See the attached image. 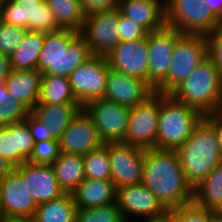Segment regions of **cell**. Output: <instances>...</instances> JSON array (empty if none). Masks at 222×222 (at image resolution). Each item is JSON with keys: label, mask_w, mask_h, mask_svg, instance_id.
I'll return each instance as SVG.
<instances>
[{"label": "cell", "mask_w": 222, "mask_h": 222, "mask_svg": "<svg viewBox=\"0 0 222 222\" xmlns=\"http://www.w3.org/2000/svg\"><path fill=\"white\" fill-rule=\"evenodd\" d=\"M118 9L147 33L167 26L166 0H120Z\"/></svg>", "instance_id": "ffe728a7"}, {"label": "cell", "mask_w": 222, "mask_h": 222, "mask_svg": "<svg viewBox=\"0 0 222 222\" xmlns=\"http://www.w3.org/2000/svg\"><path fill=\"white\" fill-rule=\"evenodd\" d=\"M118 8L86 15L80 35L92 55L106 57L121 42L118 33Z\"/></svg>", "instance_id": "9c48e42d"}, {"label": "cell", "mask_w": 222, "mask_h": 222, "mask_svg": "<svg viewBox=\"0 0 222 222\" xmlns=\"http://www.w3.org/2000/svg\"><path fill=\"white\" fill-rule=\"evenodd\" d=\"M2 218V210H1V203H0V219Z\"/></svg>", "instance_id": "db71d44e"}, {"label": "cell", "mask_w": 222, "mask_h": 222, "mask_svg": "<svg viewBox=\"0 0 222 222\" xmlns=\"http://www.w3.org/2000/svg\"><path fill=\"white\" fill-rule=\"evenodd\" d=\"M75 222H127L117 203L100 207L77 208Z\"/></svg>", "instance_id": "d6a6232c"}, {"label": "cell", "mask_w": 222, "mask_h": 222, "mask_svg": "<svg viewBox=\"0 0 222 222\" xmlns=\"http://www.w3.org/2000/svg\"><path fill=\"white\" fill-rule=\"evenodd\" d=\"M11 70L9 56L0 53V78H6Z\"/></svg>", "instance_id": "ee69618b"}, {"label": "cell", "mask_w": 222, "mask_h": 222, "mask_svg": "<svg viewBox=\"0 0 222 222\" xmlns=\"http://www.w3.org/2000/svg\"><path fill=\"white\" fill-rule=\"evenodd\" d=\"M15 167L0 156V181L5 178Z\"/></svg>", "instance_id": "bcb514c9"}, {"label": "cell", "mask_w": 222, "mask_h": 222, "mask_svg": "<svg viewBox=\"0 0 222 222\" xmlns=\"http://www.w3.org/2000/svg\"><path fill=\"white\" fill-rule=\"evenodd\" d=\"M204 118L214 127L219 147L222 152V111L206 115Z\"/></svg>", "instance_id": "7bdbcfd3"}, {"label": "cell", "mask_w": 222, "mask_h": 222, "mask_svg": "<svg viewBox=\"0 0 222 222\" xmlns=\"http://www.w3.org/2000/svg\"><path fill=\"white\" fill-rule=\"evenodd\" d=\"M30 131V134L34 138L35 143L41 142L44 140H56L49 133L46 128V125L39 120L31 111L27 114L26 119L24 120Z\"/></svg>", "instance_id": "60d3db41"}, {"label": "cell", "mask_w": 222, "mask_h": 222, "mask_svg": "<svg viewBox=\"0 0 222 222\" xmlns=\"http://www.w3.org/2000/svg\"><path fill=\"white\" fill-rule=\"evenodd\" d=\"M142 184L168 211L193 199V188L186 180L175 150L145 149Z\"/></svg>", "instance_id": "6da1fadb"}, {"label": "cell", "mask_w": 222, "mask_h": 222, "mask_svg": "<svg viewBox=\"0 0 222 222\" xmlns=\"http://www.w3.org/2000/svg\"><path fill=\"white\" fill-rule=\"evenodd\" d=\"M205 4L222 21V0H204Z\"/></svg>", "instance_id": "f6af8a7d"}, {"label": "cell", "mask_w": 222, "mask_h": 222, "mask_svg": "<svg viewBox=\"0 0 222 222\" xmlns=\"http://www.w3.org/2000/svg\"><path fill=\"white\" fill-rule=\"evenodd\" d=\"M34 144L25 121L0 127V156L15 168L27 162Z\"/></svg>", "instance_id": "d6986e66"}, {"label": "cell", "mask_w": 222, "mask_h": 222, "mask_svg": "<svg viewBox=\"0 0 222 222\" xmlns=\"http://www.w3.org/2000/svg\"><path fill=\"white\" fill-rule=\"evenodd\" d=\"M204 116L194 108L160 94V113L155 149L176 150L191 136Z\"/></svg>", "instance_id": "5b68a950"}, {"label": "cell", "mask_w": 222, "mask_h": 222, "mask_svg": "<svg viewBox=\"0 0 222 222\" xmlns=\"http://www.w3.org/2000/svg\"><path fill=\"white\" fill-rule=\"evenodd\" d=\"M166 22L183 34L204 36L222 24L204 0H166Z\"/></svg>", "instance_id": "52a82bcc"}, {"label": "cell", "mask_w": 222, "mask_h": 222, "mask_svg": "<svg viewBox=\"0 0 222 222\" xmlns=\"http://www.w3.org/2000/svg\"><path fill=\"white\" fill-rule=\"evenodd\" d=\"M23 180H27L28 191L37 204L60 198L65 194L57 182L51 165L25 162Z\"/></svg>", "instance_id": "44dd1931"}, {"label": "cell", "mask_w": 222, "mask_h": 222, "mask_svg": "<svg viewBox=\"0 0 222 222\" xmlns=\"http://www.w3.org/2000/svg\"><path fill=\"white\" fill-rule=\"evenodd\" d=\"M108 156L116 189L142 183L145 149L124 142L108 143Z\"/></svg>", "instance_id": "7c38bea8"}, {"label": "cell", "mask_w": 222, "mask_h": 222, "mask_svg": "<svg viewBox=\"0 0 222 222\" xmlns=\"http://www.w3.org/2000/svg\"><path fill=\"white\" fill-rule=\"evenodd\" d=\"M61 29L50 11L47 3L43 1L39 6H36L35 14V32H52Z\"/></svg>", "instance_id": "74e56055"}, {"label": "cell", "mask_w": 222, "mask_h": 222, "mask_svg": "<svg viewBox=\"0 0 222 222\" xmlns=\"http://www.w3.org/2000/svg\"><path fill=\"white\" fill-rule=\"evenodd\" d=\"M77 208L100 207L116 203L113 181L84 179L71 193Z\"/></svg>", "instance_id": "603a6c76"}, {"label": "cell", "mask_w": 222, "mask_h": 222, "mask_svg": "<svg viewBox=\"0 0 222 222\" xmlns=\"http://www.w3.org/2000/svg\"><path fill=\"white\" fill-rule=\"evenodd\" d=\"M43 1L6 0L0 7V22L35 31L36 6Z\"/></svg>", "instance_id": "4316f807"}, {"label": "cell", "mask_w": 222, "mask_h": 222, "mask_svg": "<svg viewBox=\"0 0 222 222\" xmlns=\"http://www.w3.org/2000/svg\"><path fill=\"white\" fill-rule=\"evenodd\" d=\"M182 35V32L169 26L148 33V84L153 89L166 78L174 47Z\"/></svg>", "instance_id": "5bb4252c"}, {"label": "cell", "mask_w": 222, "mask_h": 222, "mask_svg": "<svg viewBox=\"0 0 222 222\" xmlns=\"http://www.w3.org/2000/svg\"><path fill=\"white\" fill-rule=\"evenodd\" d=\"M86 15L118 8L120 0H80Z\"/></svg>", "instance_id": "b9f144b4"}, {"label": "cell", "mask_w": 222, "mask_h": 222, "mask_svg": "<svg viewBox=\"0 0 222 222\" xmlns=\"http://www.w3.org/2000/svg\"><path fill=\"white\" fill-rule=\"evenodd\" d=\"M0 222H35L33 218L30 217H3Z\"/></svg>", "instance_id": "c3c4849f"}, {"label": "cell", "mask_w": 222, "mask_h": 222, "mask_svg": "<svg viewBox=\"0 0 222 222\" xmlns=\"http://www.w3.org/2000/svg\"><path fill=\"white\" fill-rule=\"evenodd\" d=\"M44 39V32L27 31L21 46L9 57L11 69L37 70Z\"/></svg>", "instance_id": "f1b7e54d"}, {"label": "cell", "mask_w": 222, "mask_h": 222, "mask_svg": "<svg viewBox=\"0 0 222 222\" xmlns=\"http://www.w3.org/2000/svg\"><path fill=\"white\" fill-rule=\"evenodd\" d=\"M42 75L37 70L12 69L6 77V89L11 98L18 99L32 111L40 99Z\"/></svg>", "instance_id": "7402d4cb"}, {"label": "cell", "mask_w": 222, "mask_h": 222, "mask_svg": "<svg viewBox=\"0 0 222 222\" xmlns=\"http://www.w3.org/2000/svg\"><path fill=\"white\" fill-rule=\"evenodd\" d=\"M208 222H222V218L218 215L216 211L209 210Z\"/></svg>", "instance_id": "681fc988"}, {"label": "cell", "mask_w": 222, "mask_h": 222, "mask_svg": "<svg viewBox=\"0 0 222 222\" xmlns=\"http://www.w3.org/2000/svg\"><path fill=\"white\" fill-rule=\"evenodd\" d=\"M208 57L206 36L183 34L174 47L167 76L154 92L170 94Z\"/></svg>", "instance_id": "8992f818"}, {"label": "cell", "mask_w": 222, "mask_h": 222, "mask_svg": "<svg viewBox=\"0 0 222 222\" xmlns=\"http://www.w3.org/2000/svg\"><path fill=\"white\" fill-rule=\"evenodd\" d=\"M61 29L81 32L86 14L80 0H44Z\"/></svg>", "instance_id": "4dcf8cb0"}, {"label": "cell", "mask_w": 222, "mask_h": 222, "mask_svg": "<svg viewBox=\"0 0 222 222\" xmlns=\"http://www.w3.org/2000/svg\"><path fill=\"white\" fill-rule=\"evenodd\" d=\"M208 56L215 62L222 79V24L206 36Z\"/></svg>", "instance_id": "ab89813d"}, {"label": "cell", "mask_w": 222, "mask_h": 222, "mask_svg": "<svg viewBox=\"0 0 222 222\" xmlns=\"http://www.w3.org/2000/svg\"><path fill=\"white\" fill-rule=\"evenodd\" d=\"M27 29L0 22V53L11 56L22 44Z\"/></svg>", "instance_id": "e575fe53"}, {"label": "cell", "mask_w": 222, "mask_h": 222, "mask_svg": "<svg viewBox=\"0 0 222 222\" xmlns=\"http://www.w3.org/2000/svg\"><path fill=\"white\" fill-rule=\"evenodd\" d=\"M61 152L86 155L105 145L92 117L82 108L59 139Z\"/></svg>", "instance_id": "9a60e30c"}, {"label": "cell", "mask_w": 222, "mask_h": 222, "mask_svg": "<svg viewBox=\"0 0 222 222\" xmlns=\"http://www.w3.org/2000/svg\"><path fill=\"white\" fill-rule=\"evenodd\" d=\"M60 153L59 140H44L34 144L27 161L33 164L52 165L59 158Z\"/></svg>", "instance_id": "d590c367"}, {"label": "cell", "mask_w": 222, "mask_h": 222, "mask_svg": "<svg viewBox=\"0 0 222 222\" xmlns=\"http://www.w3.org/2000/svg\"><path fill=\"white\" fill-rule=\"evenodd\" d=\"M118 25L121 42L140 40L147 36V32L142 27L129 18L124 17L121 13L118 18Z\"/></svg>", "instance_id": "f35d334b"}, {"label": "cell", "mask_w": 222, "mask_h": 222, "mask_svg": "<svg viewBox=\"0 0 222 222\" xmlns=\"http://www.w3.org/2000/svg\"><path fill=\"white\" fill-rule=\"evenodd\" d=\"M79 104L73 95L69 77L43 74L37 105Z\"/></svg>", "instance_id": "83f0119b"}, {"label": "cell", "mask_w": 222, "mask_h": 222, "mask_svg": "<svg viewBox=\"0 0 222 222\" xmlns=\"http://www.w3.org/2000/svg\"><path fill=\"white\" fill-rule=\"evenodd\" d=\"M154 93L145 80L109 69L105 99L132 108L145 102Z\"/></svg>", "instance_id": "ac0fdd59"}, {"label": "cell", "mask_w": 222, "mask_h": 222, "mask_svg": "<svg viewBox=\"0 0 222 222\" xmlns=\"http://www.w3.org/2000/svg\"><path fill=\"white\" fill-rule=\"evenodd\" d=\"M92 56L80 33L70 29L47 32L38 57L37 71L69 77L74 69Z\"/></svg>", "instance_id": "7a4b0ae2"}, {"label": "cell", "mask_w": 222, "mask_h": 222, "mask_svg": "<svg viewBox=\"0 0 222 222\" xmlns=\"http://www.w3.org/2000/svg\"><path fill=\"white\" fill-rule=\"evenodd\" d=\"M143 222H176L174 215L170 212L167 211L165 214L159 217H155Z\"/></svg>", "instance_id": "7dc6e473"}, {"label": "cell", "mask_w": 222, "mask_h": 222, "mask_svg": "<svg viewBox=\"0 0 222 222\" xmlns=\"http://www.w3.org/2000/svg\"><path fill=\"white\" fill-rule=\"evenodd\" d=\"M216 212L218 213V215L222 218V206L219 207Z\"/></svg>", "instance_id": "816d5d0a"}, {"label": "cell", "mask_w": 222, "mask_h": 222, "mask_svg": "<svg viewBox=\"0 0 222 222\" xmlns=\"http://www.w3.org/2000/svg\"><path fill=\"white\" fill-rule=\"evenodd\" d=\"M86 179L112 181L108 143L83 156Z\"/></svg>", "instance_id": "1f68e13d"}, {"label": "cell", "mask_w": 222, "mask_h": 222, "mask_svg": "<svg viewBox=\"0 0 222 222\" xmlns=\"http://www.w3.org/2000/svg\"><path fill=\"white\" fill-rule=\"evenodd\" d=\"M192 202L213 211L222 206V161L205 179L193 187Z\"/></svg>", "instance_id": "484cf974"}, {"label": "cell", "mask_w": 222, "mask_h": 222, "mask_svg": "<svg viewBox=\"0 0 222 222\" xmlns=\"http://www.w3.org/2000/svg\"><path fill=\"white\" fill-rule=\"evenodd\" d=\"M60 188L65 193H72L85 179L83 155L61 152L51 165Z\"/></svg>", "instance_id": "d4e9b609"}, {"label": "cell", "mask_w": 222, "mask_h": 222, "mask_svg": "<svg viewBox=\"0 0 222 222\" xmlns=\"http://www.w3.org/2000/svg\"><path fill=\"white\" fill-rule=\"evenodd\" d=\"M109 69L106 57L93 55L69 75L73 95L82 108L104 98Z\"/></svg>", "instance_id": "ba28073f"}, {"label": "cell", "mask_w": 222, "mask_h": 222, "mask_svg": "<svg viewBox=\"0 0 222 222\" xmlns=\"http://www.w3.org/2000/svg\"><path fill=\"white\" fill-rule=\"evenodd\" d=\"M29 112L30 110L22 102L11 98L7 91L6 97L0 99V127L24 121Z\"/></svg>", "instance_id": "836d02e7"}, {"label": "cell", "mask_w": 222, "mask_h": 222, "mask_svg": "<svg viewBox=\"0 0 222 222\" xmlns=\"http://www.w3.org/2000/svg\"><path fill=\"white\" fill-rule=\"evenodd\" d=\"M76 204L72 194L38 204L33 216L35 222H75Z\"/></svg>", "instance_id": "f546056e"}, {"label": "cell", "mask_w": 222, "mask_h": 222, "mask_svg": "<svg viewBox=\"0 0 222 222\" xmlns=\"http://www.w3.org/2000/svg\"><path fill=\"white\" fill-rule=\"evenodd\" d=\"M106 58L110 69L148 83V33L140 40L120 42Z\"/></svg>", "instance_id": "e0dca14e"}, {"label": "cell", "mask_w": 222, "mask_h": 222, "mask_svg": "<svg viewBox=\"0 0 222 222\" xmlns=\"http://www.w3.org/2000/svg\"><path fill=\"white\" fill-rule=\"evenodd\" d=\"M175 151L186 180L192 188L222 161V152L214 127L204 117L191 136Z\"/></svg>", "instance_id": "3957f363"}, {"label": "cell", "mask_w": 222, "mask_h": 222, "mask_svg": "<svg viewBox=\"0 0 222 222\" xmlns=\"http://www.w3.org/2000/svg\"><path fill=\"white\" fill-rule=\"evenodd\" d=\"M83 108L92 117L105 144L124 142L130 107L101 98Z\"/></svg>", "instance_id": "8fae6325"}, {"label": "cell", "mask_w": 222, "mask_h": 222, "mask_svg": "<svg viewBox=\"0 0 222 222\" xmlns=\"http://www.w3.org/2000/svg\"><path fill=\"white\" fill-rule=\"evenodd\" d=\"M116 203L127 222H130L131 217L146 221L168 211L142 183L118 188Z\"/></svg>", "instance_id": "2e32d148"}, {"label": "cell", "mask_w": 222, "mask_h": 222, "mask_svg": "<svg viewBox=\"0 0 222 222\" xmlns=\"http://www.w3.org/2000/svg\"><path fill=\"white\" fill-rule=\"evenodd\" d=\"M6 78H0V99L6 97L7 89L5 86Z\"/></svg>", "instance_id": "f907efd6"}, {"label": "cell", "mask_w": 222, "mask_h": 222, "mask_svg": "<svg viewBox=\"0 0 222 222\" xmlns=\"http://www.w3.org/2000/svg\"><path fill=\"white\" fill-rule=\"evenodd\" d=\"M160 113V94L130 108L124 143L143 149L155 148Z\"/></svg>", "instance_id": "30bf717a"}, {"label": "cell", "mask_w": 222, "mask_h": 222, "mask_svg": "<svg viewBox=\"0 0 222 222\" xmlns=\"http://www.w3.org/2000/svg\"><path fill=\"white\" fill-rule=\"evenodd\" d=\"M19 1L26 2V1H39V0H19Z\"/></svg>", "instance_id": "f5cc1de1"}, {"label": "cell", "mask_w": 222, "mask_h": 222, "mask_svg": "<svg viewBox=\"0 0 222 222\" xmlns=\"http://www.w3.org/2000/svg\"><path fill=\"white\" fill-rule=\"evenodd\" d=\"M6 0H0V7L2 6V4L5 2Z\"/></svg>", "instance_id": "11a10c76"}, {"label": "cell", "mask_w": 222, "mask_h": 222, "mask_svg": "<svg viewBox=\"0 0 222 222\" xmlns=\"http://www.w3.org/2000/svg\"><path fill=\"white\" fill-rule=\"evenodd\" d=\"M170 95L203 116L222 111V79L215 62L205 59Z\"/></svg>", "instance_id": "277c9868"}, {"label": "cell", "mask_w": 222, "mask_h": 222, "mask_svg": "<svg viewBox=\"0 0 222 222\" xmlns=\"http://www.w3.org/2000/svg\"><path fill=\"white\" fill-rule=\"evenodd\" d=\"M0 203L2 218H33L38 204L28 191L27 180H23V164L0 181Z\"/></svg>", "instance_id": "4fadbf2b"}, {"label": "cell", "mask_w": 222, "mask_h": 222, "mask_svg": "<svg viewBox=\"0 0 222 222\" xmlns=\"http://www.w3.org/2000/svg\"><path fill=\"white\" fill-rule=\"evenodd\" d=\"M81 109L79 104H51L36 105L31 112L46 125L48 133L59 140Z\"/></svg>", "instance_id": "cb8c5ba5"}, {"label": "cell", "mask_w": 222, "mask_h": 222, "mask_svg": "<svg viewBox=\"0 0 222 222\" xmlns=\"http://www.w3.org/2000/svg\"><path fill=\"white\" fill-rule=\"evenodd\" d=\"M169 211L174 215L176 222H208L209 220V209L199 207L193 202Z\"/></svg>", "instance_id": "8d00e7d4"}]
</instances>
